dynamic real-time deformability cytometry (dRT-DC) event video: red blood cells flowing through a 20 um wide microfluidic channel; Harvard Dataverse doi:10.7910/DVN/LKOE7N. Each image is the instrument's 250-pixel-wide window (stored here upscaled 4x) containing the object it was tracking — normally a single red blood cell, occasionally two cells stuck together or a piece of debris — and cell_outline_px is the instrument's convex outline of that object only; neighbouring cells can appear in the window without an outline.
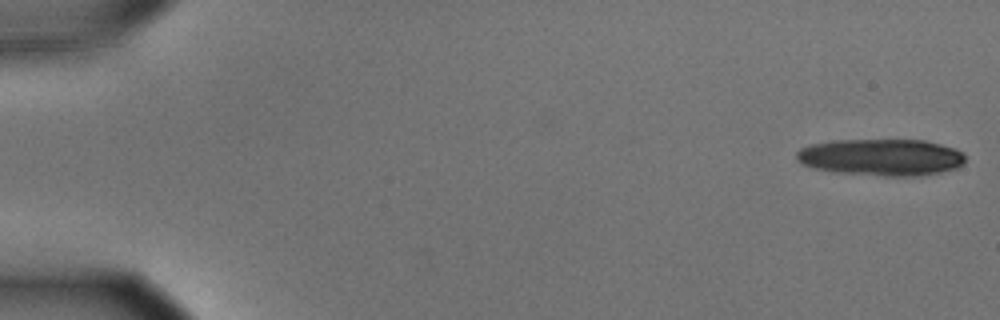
{"species": "common noctule bat (a hibernating species)", "species_latin": "Nyctalus noctula", "temperature_condition": "cold", "stored_images_in_passage": 23, "camera_frame_rate_fps": 3000, "um_per_image_px": 0.085, "animal": {"sex": "male", "body_mass_g": 15.6}, "frame": {"image": 1, "passage_image": 1, "time_ms": 0.0, "image_size_px": [1000, 320], "cell_outline_px": [[964, 164], [956, 168], [924, 176], [884, 176], [836, 172], [812, 168], [796, 160], [796, 152], [800, 148], [812, 144], [836, 140], [924, 140], [940, 144], [952, 148], [960, 152], [964, 156]], "centroid_in_image_um": [74.89, 13.37], "position_along_channel_um": 10.1, "area_um2": 36.18}}